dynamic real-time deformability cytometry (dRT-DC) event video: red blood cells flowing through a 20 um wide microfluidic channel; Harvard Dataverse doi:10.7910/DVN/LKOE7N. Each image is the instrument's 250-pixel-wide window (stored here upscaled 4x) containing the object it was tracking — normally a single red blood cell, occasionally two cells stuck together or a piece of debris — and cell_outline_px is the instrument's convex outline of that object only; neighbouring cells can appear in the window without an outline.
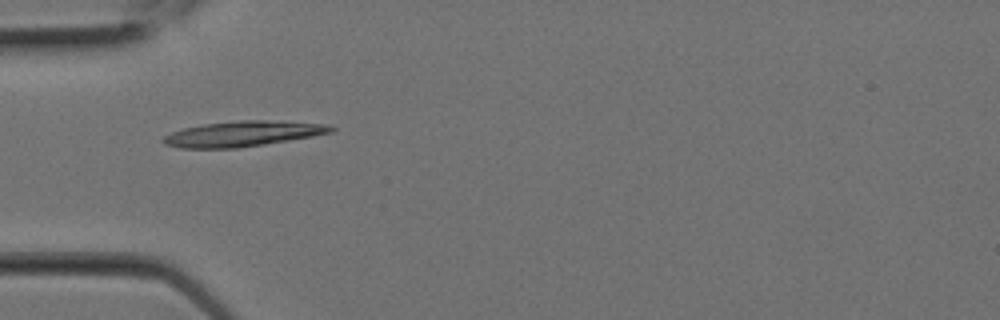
{"species": "Egyptian fruit bat (a non-hibernating species)", "species_latin": "Rousettus aegyptiacus", "temperature_condition": "room temperature", "stored_images_in_passage": 8, "camera_frame_rate_fps": 3000, "um_per_image_px": 0.085, "animal": {"sex": "female"}, "frame": {"image": 1, "passage_image": 7, "time_ms": 2.0, "image_size_px": [1000, 320], "cell_outline_px": [[336, 128], [332, 132], [312, 136], [264, 144], [236, 148], [180, 148], [164, 144], [160, 140], [164, 136], [172, 132], [184, 128], [204, 124], [240, 120], [264, 120], [332, 124]], "centroid_in_image_um": [20.64, 11.37], "position_along_channel_um": 64.4, "area_um2": 24.74}}